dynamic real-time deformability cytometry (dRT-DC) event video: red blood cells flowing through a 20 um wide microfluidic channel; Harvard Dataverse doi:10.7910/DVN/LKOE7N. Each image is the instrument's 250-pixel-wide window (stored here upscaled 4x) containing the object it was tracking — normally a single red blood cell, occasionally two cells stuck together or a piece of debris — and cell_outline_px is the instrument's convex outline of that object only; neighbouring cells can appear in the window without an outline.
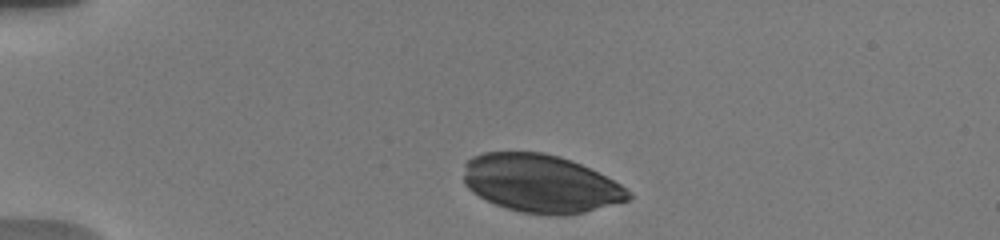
{"species": "human", "species_latin": "Homo sapiens", "temperature_condition": "warm", "stored_images_in_passage": 9, "camera_frame_rate_fps": 3000, "um_per_image_px": 0.085, "donor": {"sex": "male"}, "frame": {"image": 1, "passage_image": 1, "time_ms": 0.0, "image_size_px": [1000, 240], "cell_outline_px": [[632, 196], [628, 200], [584, 212], [560, 216], [556, 216], [520, 212], [504, 208], [472, 192], [464, 184], [464, 164], [472, 156], [484, 152], [544, 152], [560, 156], [572, 160], [620, 184], [632, 192]], "centroid_in_image_um": [45.93, 15.59], "position_along_channel_um": 39.1, "area_um2": 55.66}}